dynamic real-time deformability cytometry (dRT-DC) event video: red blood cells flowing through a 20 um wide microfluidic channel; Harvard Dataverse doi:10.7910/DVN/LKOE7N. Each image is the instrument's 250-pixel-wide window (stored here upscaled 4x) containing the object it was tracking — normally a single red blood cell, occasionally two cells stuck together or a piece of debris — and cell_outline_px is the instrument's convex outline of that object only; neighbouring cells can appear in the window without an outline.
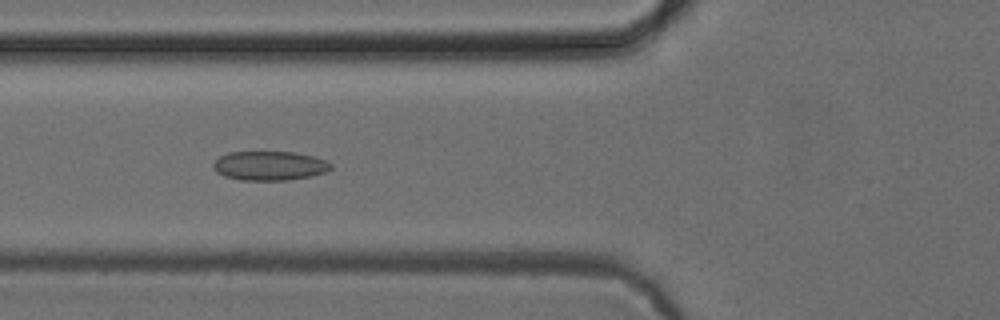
{"species": "common noctule bat (a hibernating species)", "species_latin": "Nyctalus noctula", "temperature_condition": "cold", "stored_images_in_passage": 7, "camera_frame_rate_fps": 3000, "um_per_image_px": 0.085, "animal": {"sex": "female", "body_mass_g": 24.6, "forearm_length_mm": 56.2}, "frame": {"image": 1, "passage_image": 5, "time_ms": 6.333, "image_size_px": [1000, 320], "cell_outline_px": [[332, 168], [324, 172], [308, 176], [288, 180], [240, 180], [224, 176], [216, 172], [212, 168], [212, 164], [220, 156], [228, 152], [292, 152], [312, 156], [324, 160], [332, 164]], "centroid_in_image_um": [22.86, 14.09], "position_along_channel_um": 102.9, "area_um2": 19.88}}
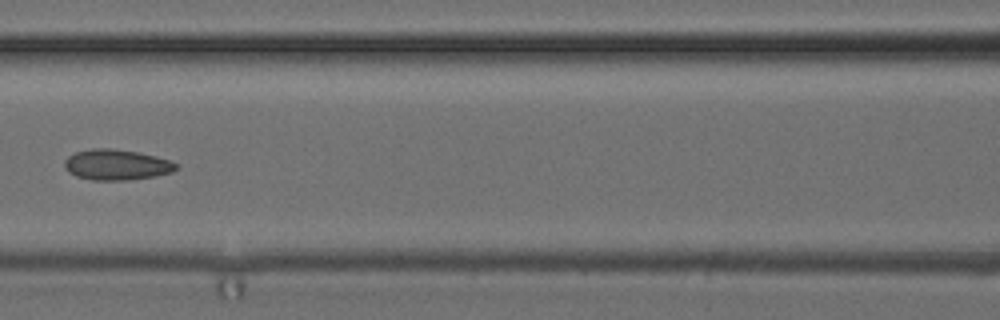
{"frame": {"image": 2, "passage_image": 6, "time_ms": 7.667, "image_size_px": [1000, 320], "cell_outline_px": [[180, 168], [172, 172], [156, 176], [128, 180], [92, 180], [76, 176], [68, 172], [64, 168], [64, 160], [68, 156], [76, 152], [92, 148], [112, 148], [136, 152], [156, 156], [172, 160], [180, 164]], "centroid_in_image_um": [9.94, 14.0], "position_along_channel_um": 156.7, "area_um2": 20.23}}
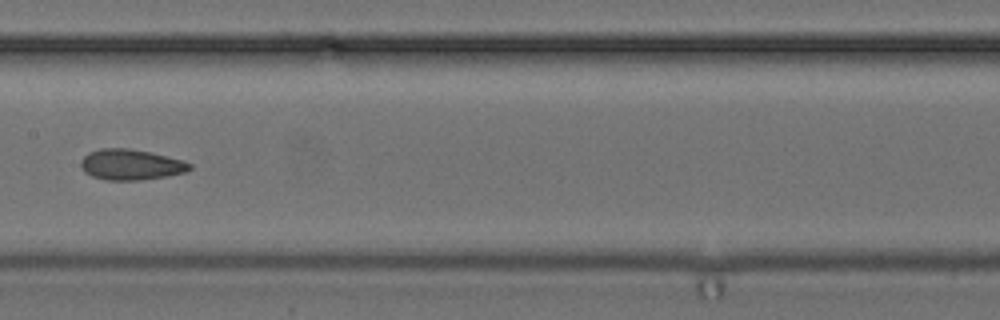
{"frame": {"image": 3, "passage_image": 7, "time_ms": 8.667, "image_size_px": [1000, 320], "cell_outline_px": [[192, 168], [188, 172], [168, 176], [140, 180], [104, 180], [92, 176], [84, 172], [80, 168], [80, 160], [88, 152], [100, 148], [128, 148], [152, 152], [184, 160], [192, 164]], "centroid_in_image_um": [11.13, 13.99], "position_along_channel_um": 196.3, "area_um2": 19.88}}